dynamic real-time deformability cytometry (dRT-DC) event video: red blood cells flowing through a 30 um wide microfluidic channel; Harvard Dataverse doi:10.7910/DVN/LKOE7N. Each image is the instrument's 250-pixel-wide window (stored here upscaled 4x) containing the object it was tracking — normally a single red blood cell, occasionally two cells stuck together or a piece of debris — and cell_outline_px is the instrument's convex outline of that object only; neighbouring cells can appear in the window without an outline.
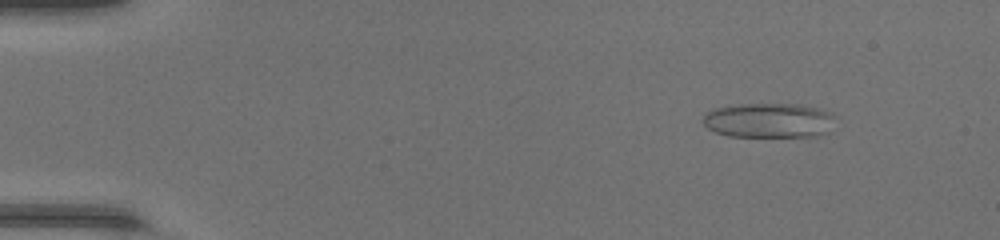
{"species": "common noctule bat (a hibernating species)", "species_latin": "Nyctalus noctula", "temperature_condition": "warm", "stored_images_in_passage": 48, "camera_frame_rate_fps": 3000, "um_per_image_px": 0.085, "animal": {"sex": "female", "body_mass_g": 17.0, "forearm_length_mm": 48.0}, "frame": {"image": 1, "passage_image": 6, "time_ms": 1.667, "image_size_px": [1000, 240], "cell_outline_px": [[836, 116], [828, 132], [816, 136], [728, 136], [716, 132], [708, 128], [700, 120], [708, 112], [716, 108], [740, 104], [796, 104], [820, 108], [832, 112]], "centroid_in_image_um": [65.38, 10.23], "position_along_channel_um": 19.6, "area_um2": 26.82}}
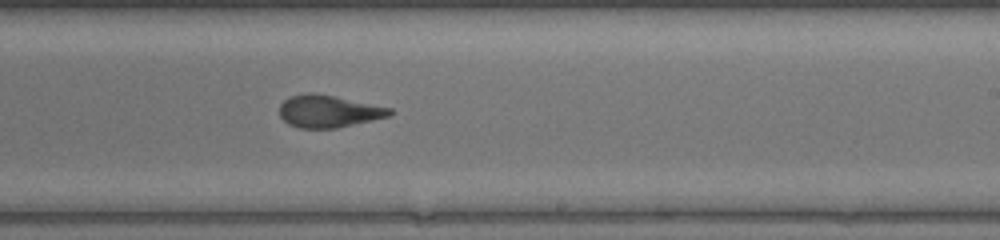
{"frame": {"image": 2, "passage_image": 30, "time_ms": 9.667, "image_size_px": [1000, 240], "cell_outline_px": [[392, 112], [388, 116], [372, 120], [336, 128], [300, 128], [288, 124], [280, 116], [280, 104], [288, 96], [308, 92], [316, 92], [336, 96], [392, 108]], "centroid_in_image_um": [27.89, 9.44], "position_along_channel_um": 261.1, "area_um2": 20.81}}
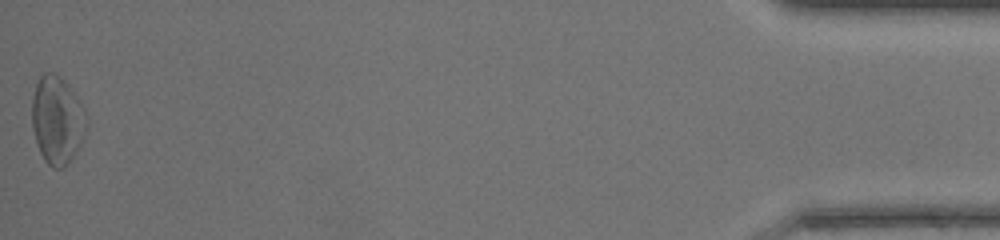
{"frame": {"image": 3, "passage_image": 48, "time_ms": 15.667, "image_size_px": [1000, 240], "cell_outline_px": [[88, 128], [76, 152], [68, 164], [64, 168], [52, 168], [44, 160], [40, 152], [32, 128], [32, 100], [36, 84], [40, 76], [44, 72], [52, 72], [60, 76], [68, 84], [80, 100], [84, 108], [88, 124]], "centroid_in_image_um": [4.88, 10.2], "position_along_channel_um": 430.3, "area_um2": 28.21}, "authors_computed_cell_mechanics": {"area_um2": 21.7617, "velocity_mm_per_s": 4.4026, "shape_relaxation_time_tau1_ms": 7.8317, "shape_relaxation_time_tau2_ms": 2.1141, "deformation_change_tau1": 0.2676, "deformation_change_tau2": 0.098}}